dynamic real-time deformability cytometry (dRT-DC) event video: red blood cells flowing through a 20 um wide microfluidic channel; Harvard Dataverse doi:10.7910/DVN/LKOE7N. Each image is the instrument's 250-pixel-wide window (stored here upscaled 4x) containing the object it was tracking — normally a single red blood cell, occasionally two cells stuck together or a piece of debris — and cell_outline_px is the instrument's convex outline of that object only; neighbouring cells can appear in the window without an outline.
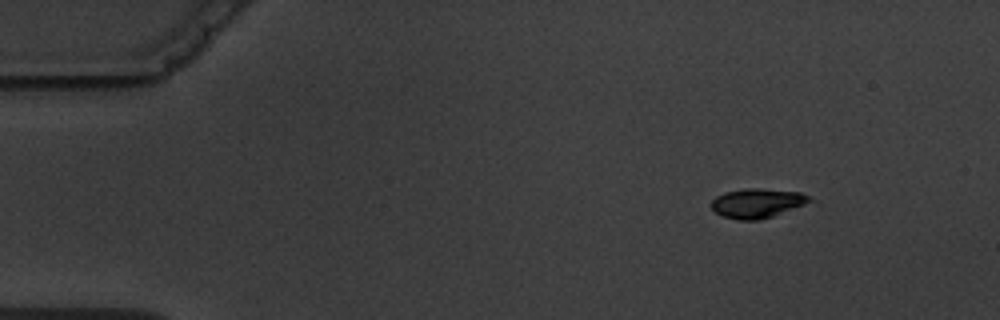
{"species": "common noctule bat (a hibernating species)", "species_latin": "Nyctalus noctula", "temperature_condition": "warm", "stored_images_in_passage": 5, "camera_frame_rate_fps": 3000, "um_per_image_px": 0.085, "animal": {"sex": "male", "body_mass_g": 19.5, "forearm_length_mm": 54.6}, "frame": {"image": 1, "passage_image": 1, "time_ms": 0.0, "image_size_px": [1000, 320], "cell_outline_px": [[816, 200], [772, 216], [760, 220], [736, 220], [724, 216], [716, 212], [712, 208], [712, 200], [716, 196], [724, 192], [748, 188], [756, 188], [800, 192]], "centroid_in_image_um": [64.37, 17.27], "position_along_channel_um": 20.6, "area_um2": 16.7}}
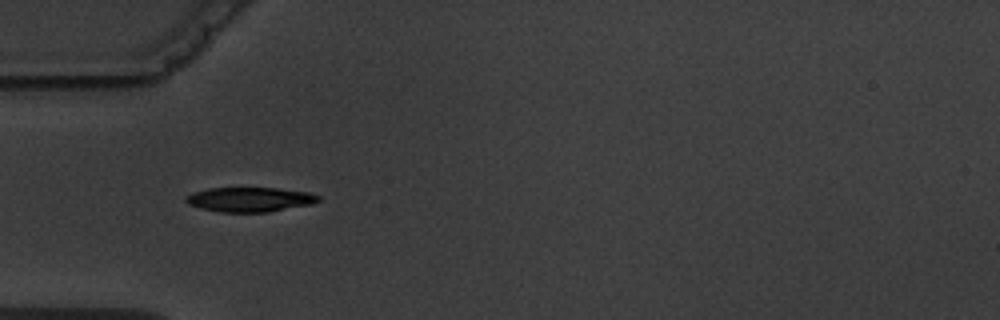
{"frame": {"image": 2, "passage_image": 4, "time_ms": 3.667, "image_size_px": [1000, 320], "cell_outline_px": [[320, 200], [312, 204], [268, 212], [220, 212], [200, 208], [188, 204], [184, 200], [184, 196], [192, 192], [208, 188], [276, 188], [308, 192], [320, 196]], "centroid_in_image_um": [21.19, 16.95], "position_along_channel_um": 63.8, "area_um2": 19.07}}
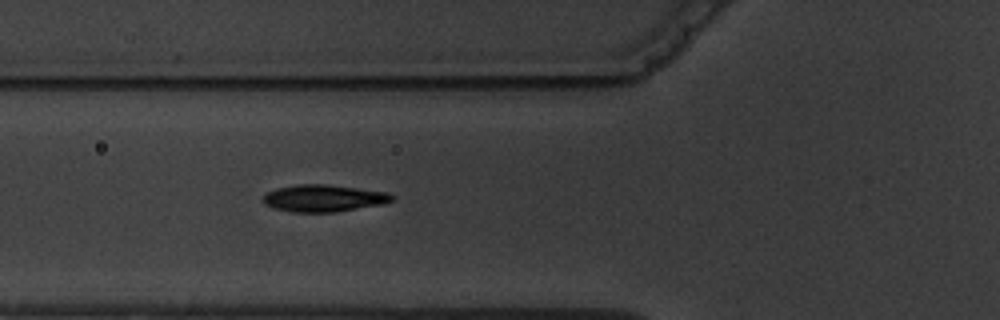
{"frame": {"image": 3, "passage_image": 5, "time_ms": 4.667, "image_size_px": [1000, 320], "cell_outline_px": [[396, 200], [384, 204], [336, 212], [292, 212], [272, 208], [264, 204], [260, 200], [268, 192], [276, 188], [296, 184], [328, 184], [388, 192], [396, 196]], "centroid_in_image_um": [27.53, 16.85], "position_along_channel_um": 98.3, "area_um2": 20.69}}